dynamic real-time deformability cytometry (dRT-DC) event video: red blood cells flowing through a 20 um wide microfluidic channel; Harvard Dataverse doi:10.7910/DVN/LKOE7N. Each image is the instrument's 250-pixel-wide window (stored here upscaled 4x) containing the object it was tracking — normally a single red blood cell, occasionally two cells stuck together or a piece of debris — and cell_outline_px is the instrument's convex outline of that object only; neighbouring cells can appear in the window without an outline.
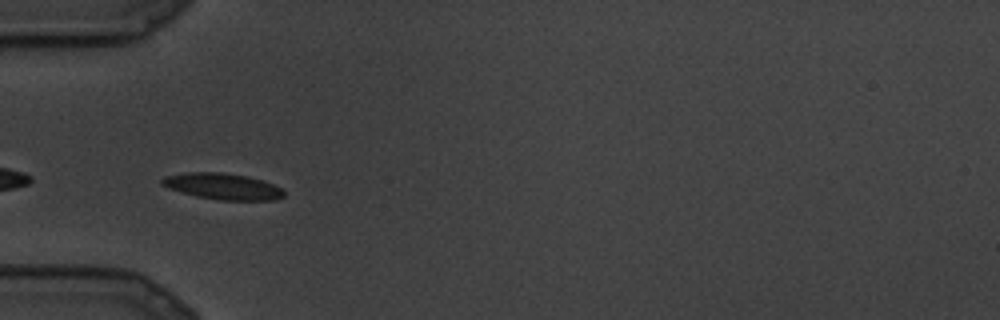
{"species": "common noctule bat (a hibernating species)", "species_latin": "Nyctalus noctula", "temperature_condition": "cold", "stored_images_in_passage": 10, "camera_frame_rate_fps": 3000, "um_per_image_px": 0.085, "animal": {"sex": "male", "body_mass_g": 19.5, "forearm_length_mm": 54.6}, "frame": {"image": 1, "passage_image": 7, "time_ms": 2.0, "image_size_px": [1000, 320], "cell_outline_px": [[284, 196], [276, 200], [220, 200], [196, 196], [168, 188], [160, 184], [160, 180], [164, 176], [188, 172], [220, 172], [248, 176], [284, 188]], "centroid_in_image_um": [18.93, 15.84], "position_along_channel_um": 66.1, "area_um2": 18.67}}